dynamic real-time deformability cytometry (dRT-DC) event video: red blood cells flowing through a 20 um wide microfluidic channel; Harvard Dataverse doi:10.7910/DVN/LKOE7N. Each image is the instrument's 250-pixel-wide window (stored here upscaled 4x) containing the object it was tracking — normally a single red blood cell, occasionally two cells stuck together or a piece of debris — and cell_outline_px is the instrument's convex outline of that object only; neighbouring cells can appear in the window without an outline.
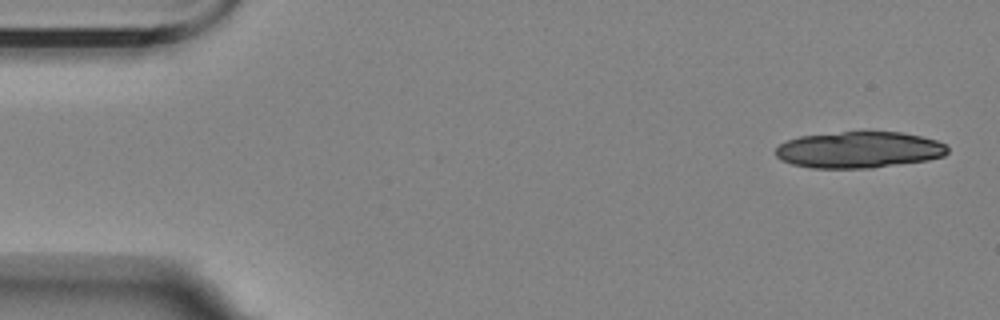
{"species": "Egyptian fruit bat (a non-hibernating species)", "species_latin": "Rousettus aegyptiacus", "temperature_condition": "room temperature", "stored_images_in_passage": 6, "camera_frame_rate_fps": 3000, "um_per_image_px": 0.085, "animal": {"sex": "female"}, "frame": {"image": 1, "passage_image": 1, "time_ms": 0.0, "image_size_px": [1000, 320], "cell_outline_px": [[948, 152], [944, 156], [928, 160], [872, 168], [812, 168], [792, 164], [780, 160], [776, 156], [776, 148], [780, 144], [788, 140], [800, 136], [840, 132], [900, 132], [920, 136], [936, 140], [944, 144], [948, 148]], "centroid_in_image_um": [73.01, 12.74], "position_along_channel_um": 12.0, "area_um2": 36.41}}